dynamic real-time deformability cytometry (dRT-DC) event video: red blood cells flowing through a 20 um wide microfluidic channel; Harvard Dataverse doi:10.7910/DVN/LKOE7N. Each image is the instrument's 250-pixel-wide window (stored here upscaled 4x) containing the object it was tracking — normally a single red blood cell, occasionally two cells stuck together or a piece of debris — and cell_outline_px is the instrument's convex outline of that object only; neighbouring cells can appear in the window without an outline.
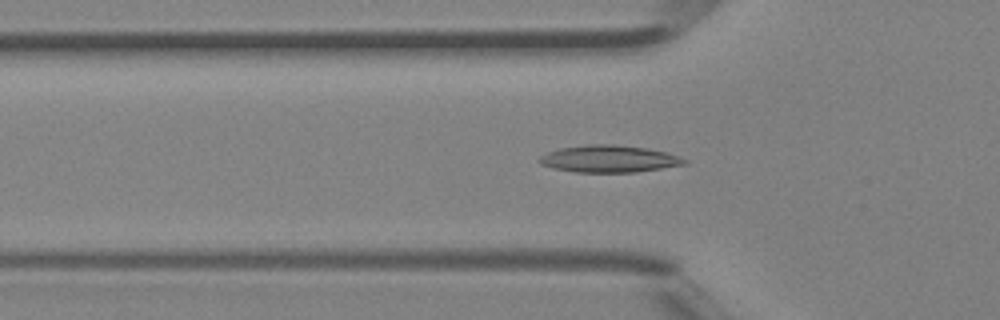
{"species": "Egyptian fruit bat (a non-hibernating species)", "species_latin": "Rousettus aegyptiacus", "temperature_condition": "room temperature", "stored_images_in_passage": 38, "camera_frame_rate_fps": 3000, "um_per_image_px": 0.085, "animal": {"sex": "female"}, "frame": {"image": 1, "passage_image": 14, "time_ms": 4.333, "image_size_px": [1000, 320], "cell_outline_px": [[688, 164], [636, 172], [576, 172], [552, 168], [540, 164], [536, 160], [540, 156], [548, 152], [560, 148], [584, 144], [612, 144], [648, 148], [668, 152], [688, 160]], "centroid_in_image_um": [51.77, 13.5], "position_along_channel_um": 74.0, "area_um2": 23.12}}
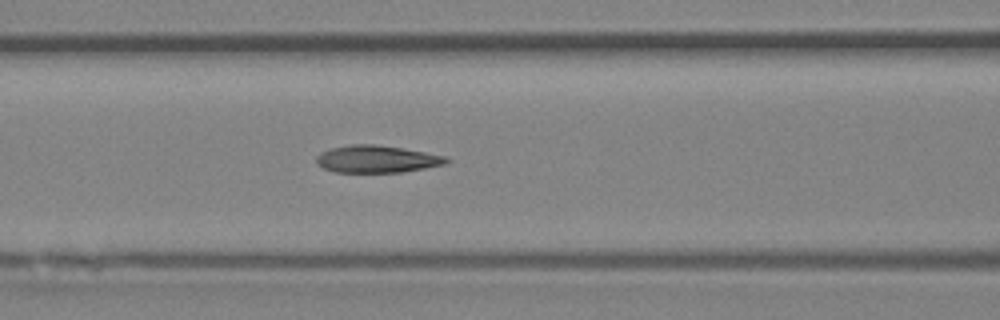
{"frame": {"image": 2, "passage_image": 18, "time_ms": 5.667, "image_size_px": [1000, 320], "cell_outline_px": [[452, 160], [444, 164], [424, 168], [400, 172], [332, 172], [316, 164], [316, 156], [320, 152], [332, 148], [352, 144], [372, 144], [400, 148], [448, 156]], "centroid_in_image_um": [32.01, 13.52], "position_along_channel_um": 134.6, "area_um2": 20.58}}
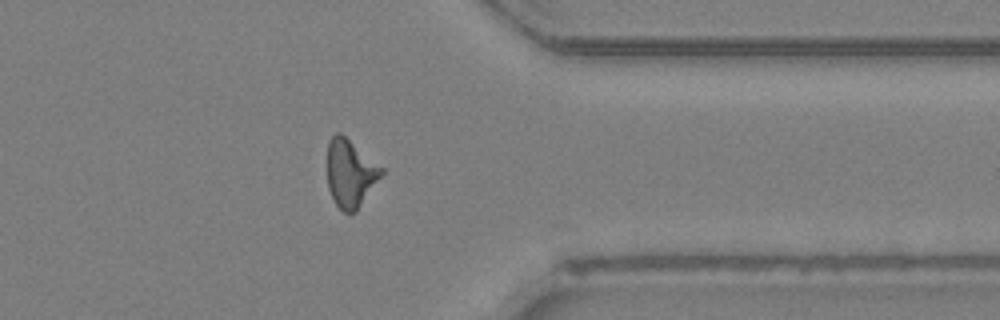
{"frame": {"image": 3, "passage_image": 35, "time_ms": 11.333, "image_size_px": [1000, 320], "cell_outline_px": [[384, 172], [356, 212], [344, 212], [336, 204], [328, 188], [328, 140], [336, 132], [340, 132], [384, 168]], "centroid_in_image_um": [29.78, 14.71], "position_along_channel_um": 381.6, "area_um2": 21.21}, "authors_computed_cell_mechanics": {"area_um2": 21.2415, "velocity_mm_per_s": 4.5168, "shape_relaxation_time_tau1_ms": 7.3726, "shape_relaxation_time_tau2_ms": 2.0085, "deformation_change_tau1": 0.2067, "deformation_change_tau2": 0.1002}}